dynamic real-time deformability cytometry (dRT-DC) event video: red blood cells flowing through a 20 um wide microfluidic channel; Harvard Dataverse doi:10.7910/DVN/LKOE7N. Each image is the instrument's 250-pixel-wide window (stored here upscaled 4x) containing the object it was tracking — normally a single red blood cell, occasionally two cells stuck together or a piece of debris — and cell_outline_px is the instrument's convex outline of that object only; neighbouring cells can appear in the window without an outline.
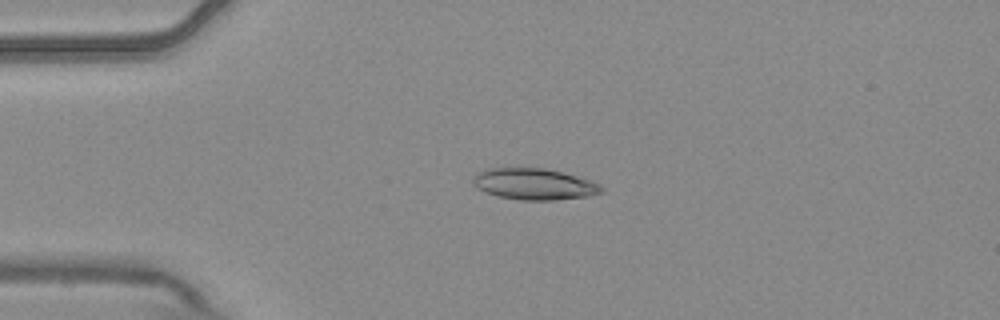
{"species": "common noctule bat (a hibernating species)", "species_latin": "Nyctalus noctula", "temperature_condition": "warm", "stored_images_in_passage": 4, "camera_frame_rate_fps": 3000, "um_per_image_px": 0.085, "animal": {"sex": "male", "body_mass_g": 20.4}, "frame": {"image": 1, "passage_image": 3, "time_ms": 0.667, "image_size_px": [1000, 320], "cell_outline_px": [[604, 192], [588, 196], [556, 200], [520, 200], [500, 196], [476, 188], [472, 184], [472, 176], [488, 168], [544, 168], [592, 180], [600, 184], [604, 188]], "centroid_in_image_um": [45.43, 15.65], "position_along_channel_um": 39.6, "area_um2": 23.41}}